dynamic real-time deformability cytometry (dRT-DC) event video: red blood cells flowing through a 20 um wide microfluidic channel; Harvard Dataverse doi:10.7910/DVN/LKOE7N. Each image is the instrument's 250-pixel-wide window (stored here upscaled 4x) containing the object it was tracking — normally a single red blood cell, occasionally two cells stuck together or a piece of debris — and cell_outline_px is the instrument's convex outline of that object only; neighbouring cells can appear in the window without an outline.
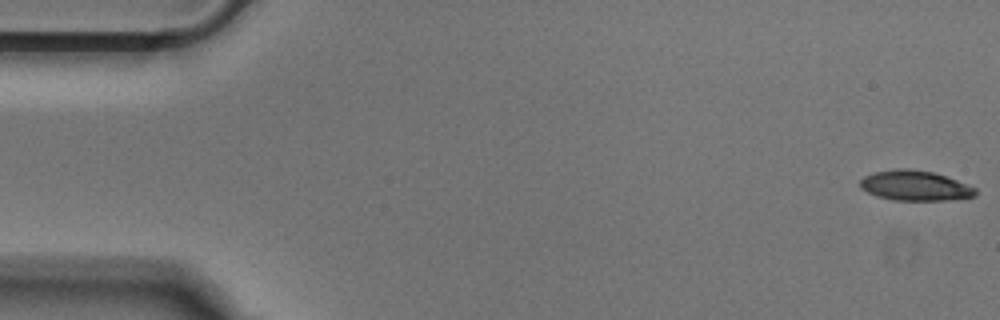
{"species": "Egyptian fruit bat (a non-hibernating species)", "species_latin": "Rousettus aegyptiacus", "temperature_condition": "cold", "stored_images_in_passage": 51, "camera_frame_rate_fps": 3000, "um_per_image_px": 0.085, "animal": {"sex": "male"}, "frame": {"image": 1, "passage_image": 1, "time_ms": 0.0, "image_size_px": [1000, 320], "cell_outline_px": [[976, 196], [944, 200], [892, 200], [876, 196], [860, 188], [860, 180], [864, 176], [872, 172], [900, 168], [908, 168], [932, 172], [956, 180], [976, 188]], "centroid_in_image_um": [77.73, 15.78], "position_along_channel_um": 7.3, "area_um2": 20.11}}
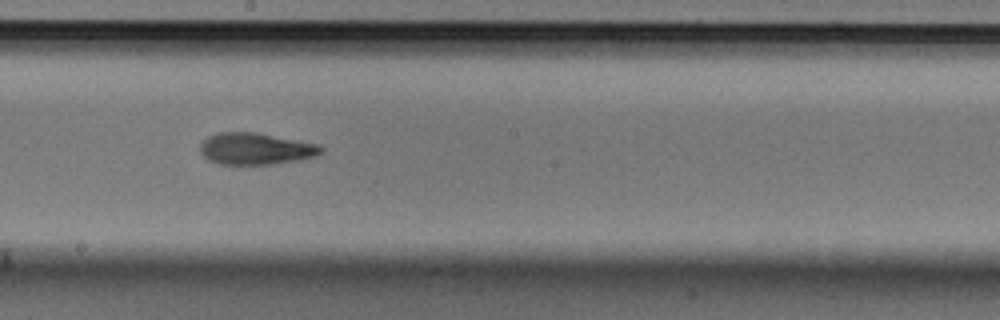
{"frame": {"image": 2, "passage_image": 28, "time_ms": 9.0, "image_size_px": [1000, 320], "cell_outline_px": [[324, 148], [316, 156], [300, 160], [272, 164], [220, 164], [208, 160], [200, 152], [200, 144], [208, 136], [216, 132], [256, 132], [320, 144]], "centroid_in_image_um": [21.73, 12.63], "position_along_channel_um": 226.5, "area_um2": 22.48}}
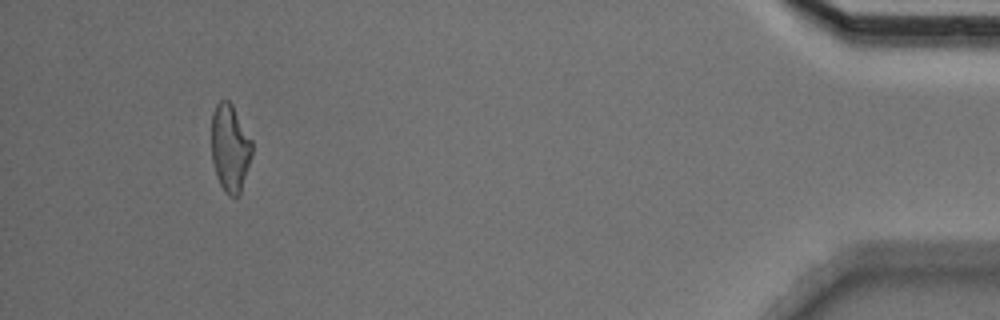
{"frame": {"image": 3, "passage_image": 48, "time_ms": 15.667, "image_size_px": [1000, 320], "cell_outline_px": [[252, 156], [240, 196], [228, 196], [224, 192], [216, 176], [212, 160], [212, 112], [216, 104], [220, 100], [228, 100], [232, 104], [252, 140]], "centroid_in_image_um": [19.56, 12.61], "position_along_channel_um": 415.6, "area_um2": 20.92}}